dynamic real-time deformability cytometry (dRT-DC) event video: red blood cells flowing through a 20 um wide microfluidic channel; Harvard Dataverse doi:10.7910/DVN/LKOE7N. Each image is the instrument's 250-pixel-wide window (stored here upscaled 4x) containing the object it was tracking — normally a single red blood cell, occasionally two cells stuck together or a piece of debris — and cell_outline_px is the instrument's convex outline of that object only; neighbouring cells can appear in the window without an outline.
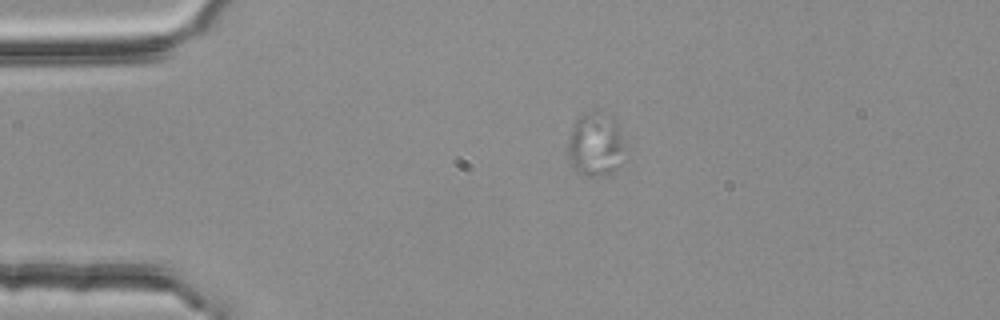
{"species": "common noctule bat (a hibernating species)", "species_latin": "Nyctalus noctula", "temperature_condition": "room temperature", "stored_images_in_passage": 5, "camera_frame_rate_fps": 3000, "um_per_image_px": 0.085, "animal": {"sex": "female", "body_mass_g": 25.1}, "frame": {"image": 1, "passage_image": 1, "time_ms": 0.0, "image_size_px": [1000, 320], "cell_outline_px": [[624, 144], [620, 164], [612, 172], [576, 172], [572, 168], [568, 156], [568, 140], [576, 120], [584, 112], [592, 108], [608, 112], [616, 120]], "centroid_in_image_um": [50.61, 12.15], "position_along_channel_um": 34.4, "area_um2": 20.87}}
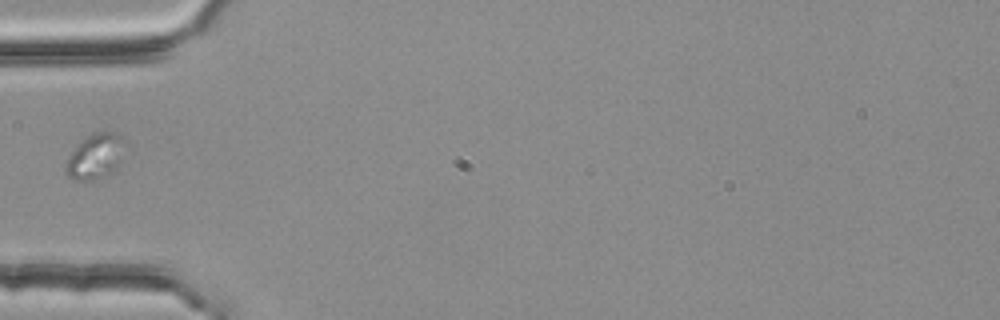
{"frame": {"image": 2, "passage_image": 3, "time_ms": 0.667, "image_size_px": [1000, 320], "cell_outline_px": [[124, 136], [120, 164], [116, 172], [96, 180], [72, 180], [64, 172], [64, 168], [72, 152], [80, 140], [84, 136], [96, 132], [116, 132]], "centroid_in_image_um": [8.11, 13.31], "position_along_channel_um": 76.9, "area_um2": 15.9}}